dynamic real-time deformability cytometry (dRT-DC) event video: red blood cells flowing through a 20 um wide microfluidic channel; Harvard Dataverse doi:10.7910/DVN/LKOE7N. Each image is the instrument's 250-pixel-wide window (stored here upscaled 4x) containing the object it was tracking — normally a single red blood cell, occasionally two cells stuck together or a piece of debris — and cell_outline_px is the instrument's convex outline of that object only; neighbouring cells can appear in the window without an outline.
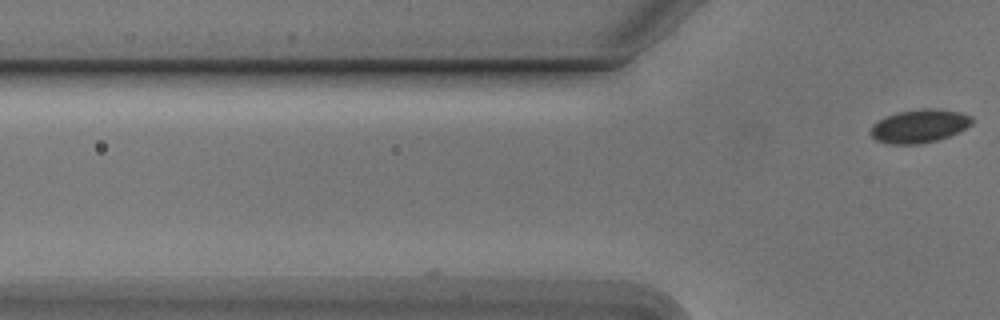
{"species": "Egyptian fruit bat (a non-hibernating species)", "species_latin": "Rousettus aegyptiacus", "temperature_condition": "cold", "stored_images_in_passage": 3, "camera_frame_rate_fps": 3000, "um_per_image_px": 0.085, "animal": {"sex": "male"}, "frame": {"image": 1, "passage_image": 3, "time_ms": 0.667, "image_size_px": [1000, 320], "cell_outline_px": [[972, 124], [948, 136], [936, 140], [916, 144], [892, 144], [876, 140], [868, 132], [872, 124], [896, 112], [924, 108], [932, 108], [960, 112], [972, 116]], "centroid_in_image_um": [78.11, 10.71], "position_along_channel_um": 47.7, "area_um2": 19.48}}